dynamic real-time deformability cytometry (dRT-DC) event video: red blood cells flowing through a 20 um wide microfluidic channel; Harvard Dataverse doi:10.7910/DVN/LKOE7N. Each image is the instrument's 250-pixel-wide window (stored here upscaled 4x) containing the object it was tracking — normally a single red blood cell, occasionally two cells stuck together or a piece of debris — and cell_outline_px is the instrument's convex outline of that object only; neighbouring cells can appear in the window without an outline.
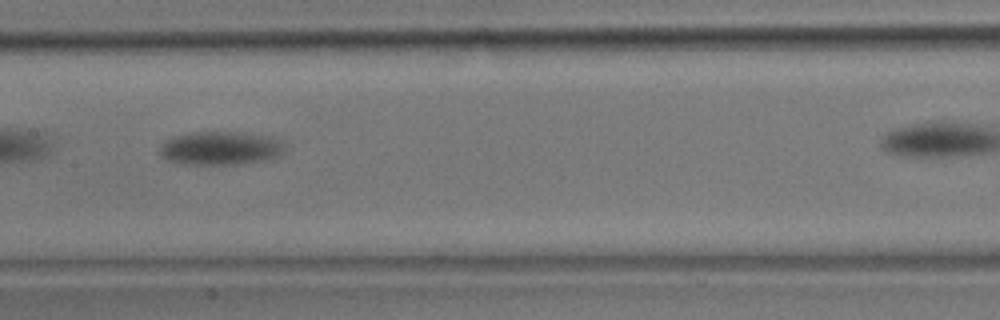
{"species": "common noctule bat (a hibernating species)", "species_latin": "Nyctalus noctula", "temperature_condition": "room temperature", "stored_images_in_passage": 14, "camera_frame_rate_fps": 3000, "um_per_image_px": 0.085, "animal": {"sex": "male", "body_mass_g": 17.9}, "frame": {"image": 1, "passage_image": 8, "time_ms": 2.333, "image_size_px": [1000, 320], "cell_outline_px": [[284, 152], [280, 156], [268, 160], [236, 164], [184, 164], [168, 160], [160, 156], [160, 148], [172, 136], [192, 132], [240, 132], [272, 136], [284, 140]], "centroid_in_image_um": [18.82, 12.59], "position_along_channel_um": 188.6, "area_um2": 24.68}}